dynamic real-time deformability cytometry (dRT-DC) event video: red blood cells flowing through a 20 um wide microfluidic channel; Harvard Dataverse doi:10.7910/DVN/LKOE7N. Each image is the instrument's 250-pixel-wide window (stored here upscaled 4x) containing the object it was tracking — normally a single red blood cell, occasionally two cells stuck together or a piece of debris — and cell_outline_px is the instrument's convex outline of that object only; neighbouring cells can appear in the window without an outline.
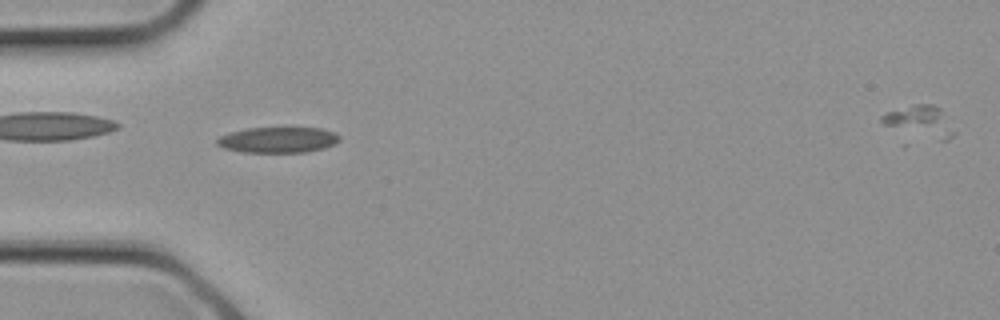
{"species": "common noctule bat (a hibernating species)", "species_latin": "Nyctalus noctula", "temperature_condition": "cold", "stored_images_in_passage": 13, "camera_frame_rate_fps": 3000, "um_per_image_px": 0.085, "animal": {"sex": "female", "body_mass_g": 21.9}, "frame": {"image": 1, "passage_image": 8, "time_ms": 2.333, "image_size_px": [1000, 320], "cell_outline_px": [[340, 140], [336, 144], [324, 148], [308, 152], [240, 152], [224, 148], [216, 144], [216, 140], [220, 136], [232, 132], [248, 128], [320, 128], [336, 132], [340, 136]], "centroid_in_image_um": [23.67, 11.89], "position_along_channel_um": 61.3, "area_um2": 18.44}}
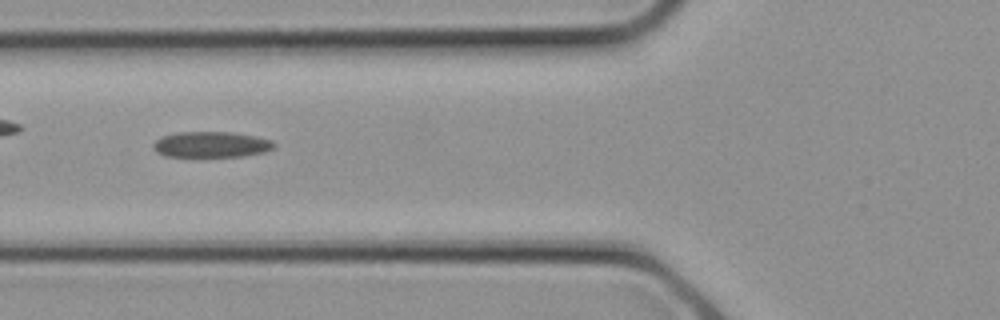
{"frame": {"image": 2, "passage_image": 10, "time_ms": 3.0, "image_size_px": [1000, 320], "cell_outline_px": [[276, 144], [272, 148], [264, 152], [244, 156], [204, 160], [196, 160], [164, 156], [156, 152], [152, 148], [152, 144], [160, 136], [180, 132], [232, 132], [256, 136], [272, 140]], "centroid_in_image_um": [17.88, 12.35], "position_along_channel_um": 107.9, "area_um2": 19.48}}
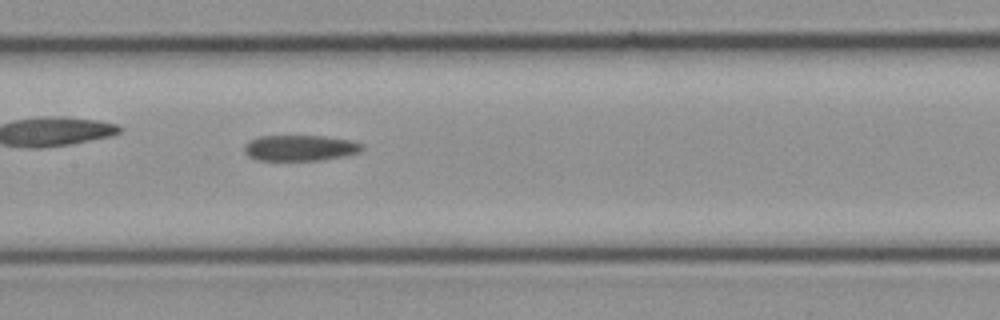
{"frame": {"image": 3, "passage_image": 13, "time_ms": 4.0, "image_size_px": [1000, 320], "cell_outline_px": [[364, 148], [360, 152], [348, 156], [320, 160], [256, 160], [248, 156], [244, 152], [244, 144], [260, 136], [324, 136], [348, 140], [364, 144]], "centroid_in_image_um": [25.53, 12.58], "position_along_channel_um": 181.9, "area_um2": 17.8}}